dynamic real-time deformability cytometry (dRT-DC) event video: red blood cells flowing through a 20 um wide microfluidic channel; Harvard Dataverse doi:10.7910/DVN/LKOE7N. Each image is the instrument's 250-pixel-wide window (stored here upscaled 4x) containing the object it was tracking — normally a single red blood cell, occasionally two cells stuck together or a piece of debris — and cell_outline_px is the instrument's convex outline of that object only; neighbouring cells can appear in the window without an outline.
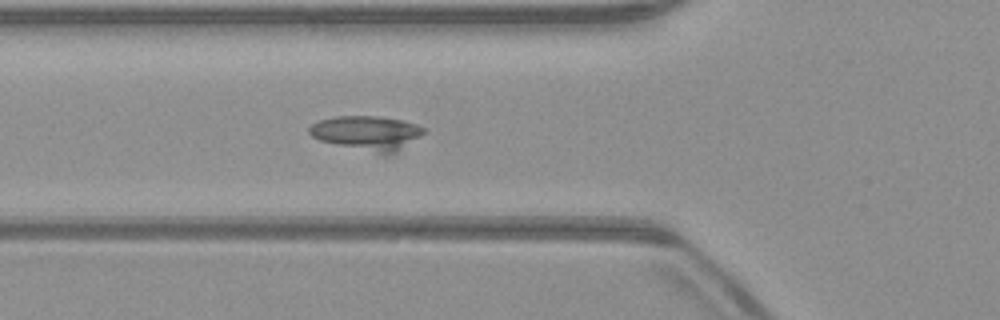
{"species": "common noctule bat (a hibernating species)", "species_latin": "Nyctalus noctula", "temperature_condition": "warm", "stored_images_in_passage": 46, "camera_frame_rate_fps": 3000, "um_per_image_px": 0.085, "animal": {"sex": "male", "body_mass_g": 23.1, "forearm_length_mm": 52.7}, "frame": {"image": 1, "passage_image": 11, "time_ms": 3.333, "image_size_px": [1000, 320], "cell_outline_px": [[424, 132], [420, 136], [396, 152], [388, 156], [384, 156], [320, 140], [312, 136], [308, 132], [308, 128], [312, 124], [320, 120], [336, 116], [376, 116], [400, 120], [416, 124], [424, 128]], "centroid_in_image_um": [31.19, 11.32], "position_along_channel_um": 94.6, "area_um2": 22.83}}